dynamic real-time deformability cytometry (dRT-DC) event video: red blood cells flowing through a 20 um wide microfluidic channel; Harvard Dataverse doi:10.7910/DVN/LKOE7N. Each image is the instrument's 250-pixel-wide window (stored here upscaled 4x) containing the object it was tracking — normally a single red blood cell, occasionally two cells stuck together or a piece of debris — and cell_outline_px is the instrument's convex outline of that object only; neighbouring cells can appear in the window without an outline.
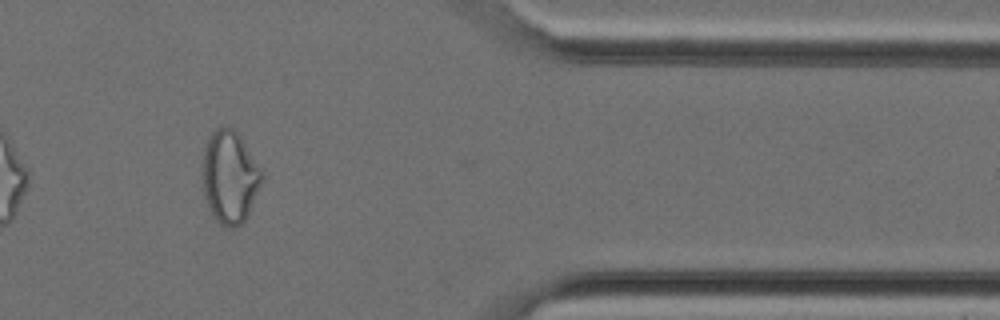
{"species": "Egyptian fruit bat (a non-hibernating species)", "species_latin": "Rousettus aegyptiacus", "temperature_condition": "cold", "stored_images_in_passage": 30, "camera_frame_rate_fps": 3000, "um_per_image_px": 0.085, "animal": {"sex": "female"}, "frame": {"image": 1, "passage_image": 26, "time_ms": 8.333, "image_size_px": [1000, 320], "cell_outline_px": [[264, 176], [248, 216], [236, 228], [228, 228], [220, 224], [212, 216], [204, 196], [200, 172], [204, 148], [212, 132], [216, 128], [232, 128], [240, 136]], "centroid_in_image_um": [19.49, 15.09], "position_along_channel_um": 391.9, "area_um2": 32.14}}